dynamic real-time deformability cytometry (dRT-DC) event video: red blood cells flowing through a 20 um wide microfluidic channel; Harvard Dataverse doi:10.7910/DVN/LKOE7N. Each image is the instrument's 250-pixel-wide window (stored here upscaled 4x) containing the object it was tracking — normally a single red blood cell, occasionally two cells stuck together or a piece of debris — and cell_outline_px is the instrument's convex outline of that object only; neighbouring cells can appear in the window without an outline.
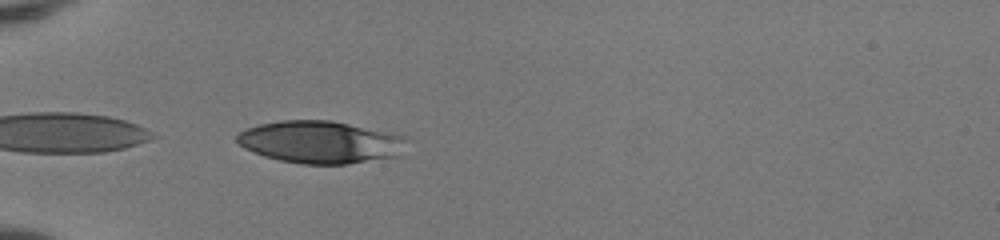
{"species": "human", "species_latin": "Homo sapiens", "temperature_condition": "room temperature", "stored_images_in_passage": 23, "camera_frame_rate_fps": 3000, "um_per_image_px": 0.085, "donor": {"sex": "female"}, "frame": {"image": 1, "passage_image": 1, "time_ms": 0.0, "image_size_px": [1000, 240], "cell_outline_px": [[408, 140], [400, 156], [348, 164], [300, 164], [280, 160], [264, 156], [244, 148], [236, 140], [236, 136], [240, 132], [248, 128], [260, 124], [280, 120], [332, 120], [396, 132], [404, 136]], "centroid_in_image_um": [27.31, 12.07], "position_along_channel_um": 57.7, "area_um2": 42.48}}
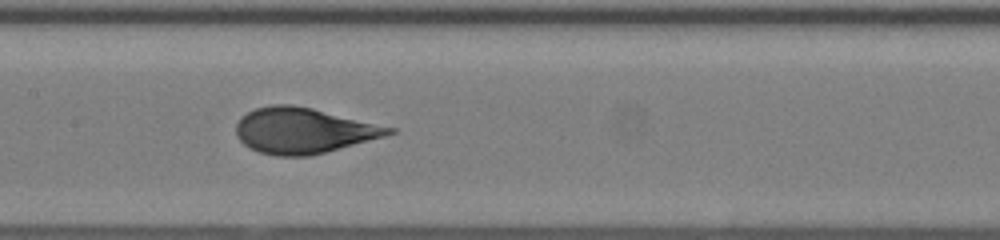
{"frame": {"image": 2, "passage_image": 11, "time_ms": 3.333, "image_size_px": [1000, 240], "cell_outline_px": [[396, 132], [384, 136], [324, 152], [308, 156], [276, 156], [260, 152], [244, 144], [236, 136], [236, 124], [240, 116], [256, 108], [272, 104], [292, 104], [312, 108], [396, 128]], "centroid_in_image_um": [25.76, 11.08], "position_along_channel_um": 181.6, "area_um2": 40.29}}
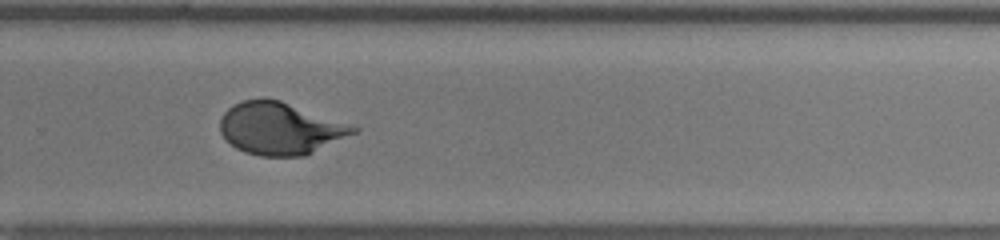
{"frame": {"image": 3, "passage_image": 20, "time_ms": 6.333, "image_size_px": [1000, 240], "cell_outline_px": [[360, 132], [304, 156], [260, 156], [244, 152], [236, 148], [220, 132], [220, 120], [224, 112], [228, 108], [244, 100], [264, 96], [280, 100], [360, 128]], "centroid_in_image_um": [23.83, 10.91], "position_along_channel_um": 306.0, "area_um2": 40.58}}